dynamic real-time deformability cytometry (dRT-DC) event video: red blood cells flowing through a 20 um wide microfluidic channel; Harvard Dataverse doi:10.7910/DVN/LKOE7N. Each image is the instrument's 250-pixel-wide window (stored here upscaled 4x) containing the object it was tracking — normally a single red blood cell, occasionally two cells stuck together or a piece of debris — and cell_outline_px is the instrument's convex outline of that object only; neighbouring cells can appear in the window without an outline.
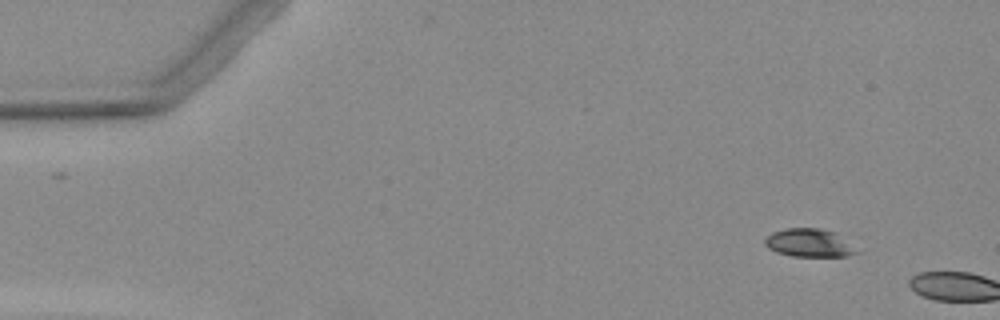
{"species": "Egyptian fruit bat (a non-hibernating species)", "species_latin": "Rousettus aegyptiacus", "temperature_condition": "warm", "stored_images_in_passage": 2, "camera_frame_rate_fps": 3000, "um_per_image_px": 0.085, "animal": {"sex": "female"}, "frame": {"image": 1, "passage_image": 1, "time_ms": 0.0, "image_size_px": [1000, 320], "cell_outline_px": [[860, 252], [848, 256], [792, 256], [776, 252], [768, 248], [764, 244], [764, 240], [772, 232], [788, 228], [816, 228], [836, 232]], "centroid_in_image_um": [68.77, 20.65], "position_along_channel_um": 16.2, "area_um2": 14.97}}